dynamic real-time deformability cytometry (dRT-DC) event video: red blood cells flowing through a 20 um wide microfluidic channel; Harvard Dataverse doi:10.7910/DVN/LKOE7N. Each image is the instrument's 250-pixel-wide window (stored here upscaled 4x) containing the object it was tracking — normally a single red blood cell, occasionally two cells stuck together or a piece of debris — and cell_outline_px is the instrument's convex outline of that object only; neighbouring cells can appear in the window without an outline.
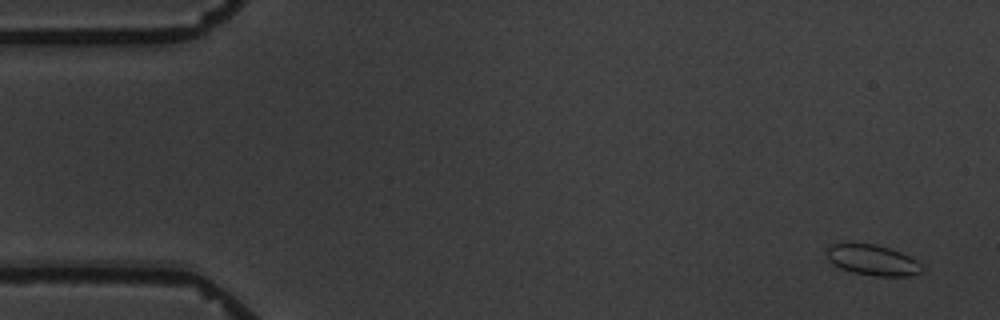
{"species": "common noctule bat (a hibernating species)", "species_latin": "Nyctalus noctula", "temperature_condition": "warm", "stored_images_in_passage": 4, "camera_frame_rate_fps": 3000, "um_per_image_px": 0.085, "animal": {"sex": "male", "body_mass_g": 19.5, "forearm_length_mm": 54.6}, "frame": {"image": 1, "passage_image": 1, "time_ms": 0.0, "image_size_px": [1000, 320], "cell_outline_px": [[924, 268], [920, 272], [908, 276], [876, 276], [852, 272], [840, 268], [828, 260], [824, 252], [832, 244], [876, 244], [900, 252], [916, 260]], "centroid_in_image_um": [74.14, 22.11], "position_along_channel_um": 10.9, "area_um2": 16.82}}